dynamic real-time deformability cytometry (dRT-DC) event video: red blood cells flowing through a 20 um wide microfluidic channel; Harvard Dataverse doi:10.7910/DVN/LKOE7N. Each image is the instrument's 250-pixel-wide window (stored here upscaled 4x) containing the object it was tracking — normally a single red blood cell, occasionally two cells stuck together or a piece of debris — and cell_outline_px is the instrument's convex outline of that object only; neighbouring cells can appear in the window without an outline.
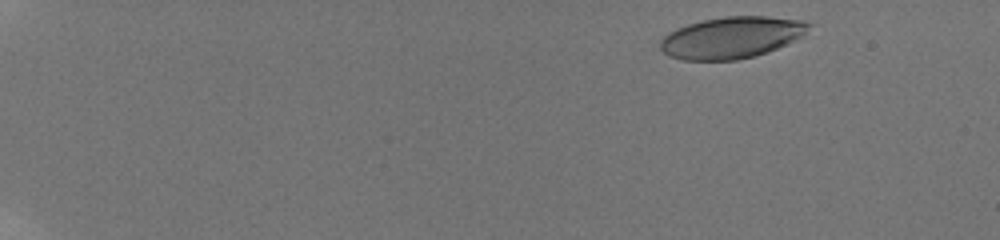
{"species": "human", "species_latin": "Homo sapiens", "temperature_condition": "room temperature", "stored_images_in_passage": 39, "camera_frame_rate_fps": 3000, "um_per_image_px": 0.085, "donor": {"sex": "male"}, "frame": {"image": 1, "passage_image": 4, "time_ms": 1.0, "image_size_px": [1000, 240], "cell_outline_px": [[812, 24], [800, 36], [768, 52], [756, 56], [736, 60], [684, 60], [668, 56], [660, 48], [660, 40], [668, 32], [688, 24], [704, 20], [724, 16], [764, 16], [800, 20]], "centroid_in_image_um": [62.12, 3.19], "position_along_channel_um": 22.9, "area_um2": 35.6}}
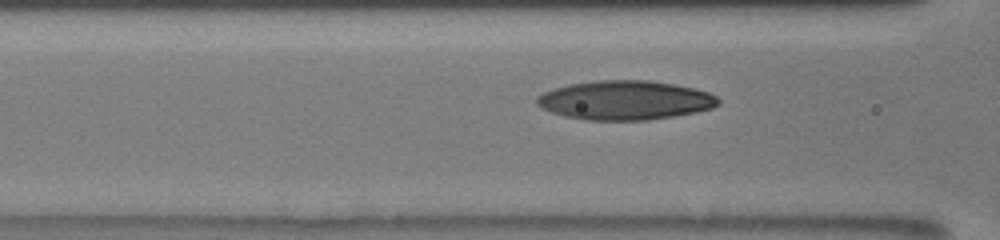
{"frame": {"image": 2, "passage_image": 21, "time_ms": 7.667, "image_size_px": [1000, 240], "cell_outline_px": [[720, 104], [712, 108], [696, 112], [648, 120], [584, 120], [564, 116], [540, 108], [536, 104], [536, 96], [552, 88], [568, 84], [596, 80], [648, 80], [672, 84], [692, 88], [708, 92], [716, 96], [720, 100]], "centroid_in_image_um": [53.09, 8.52], "position_along_channel_um": 113.5, "area_um2": 41.56}}
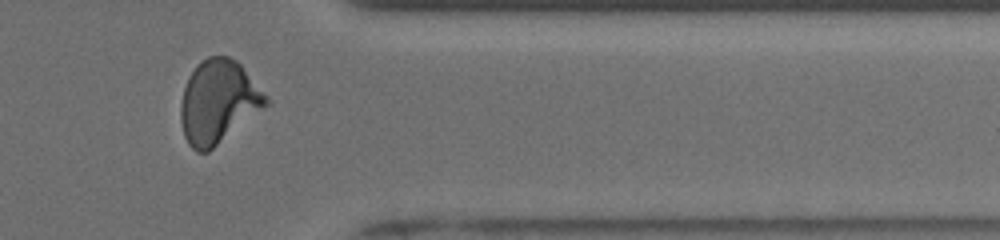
{"frame": {"image": 3, "passage_image": 35, "time_ms": 15.0, "image_size_px": [1000, 240], "cell_outline_px": [[272, 104], [208, 152], [196, 152], [188, 144], [184, 136], [180, 120], [180, 104], [184, 88], [196, 64], [200, 60], [208, 56], [228, 56], [236, 60], [240, 64], [268, 96]], "centroid_in_image_um": [18.58, 8.67], "position_along_channel_um": 392.8, "area_um2": 41.85}, "authors_computed_cell_mechanics": {"area_um2": 38.5526, "velocity_mm_per_s": 3.8734, "shape_relaxation_time_tau1_ms": 4.2165, "shape_relaxation_time_tau2_ms": 1.3924, "deformation_change_tau1": 0.1876, "deformation_change_tau2": 0.0777}}